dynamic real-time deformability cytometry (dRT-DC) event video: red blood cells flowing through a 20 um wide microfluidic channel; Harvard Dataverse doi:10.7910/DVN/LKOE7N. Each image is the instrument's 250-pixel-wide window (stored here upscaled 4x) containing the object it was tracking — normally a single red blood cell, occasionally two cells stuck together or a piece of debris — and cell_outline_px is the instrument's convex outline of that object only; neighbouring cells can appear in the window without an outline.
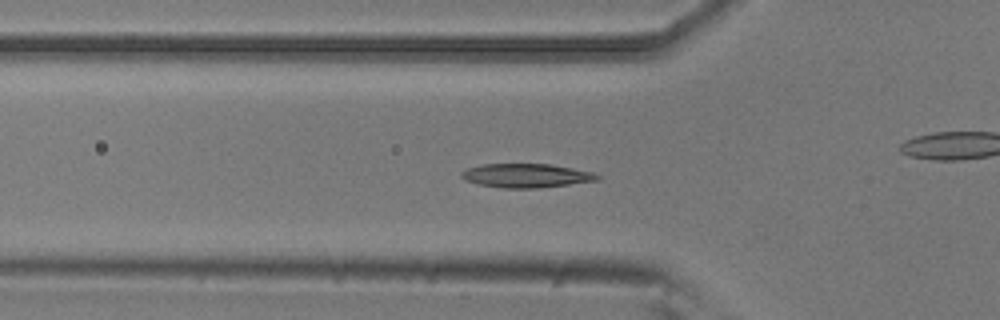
{"species": "common noctule bat (a hibernating species)", "species_latin": "Nyctalus noctula", "temperature_condition": "room temperature", "stored_images_in_passage": 54, "camera_frame_rate_fps": 3000, "um_per_image_px": 0.085, "animal": {"sex": "male", "body_mass_g": 20.5, "forearm_length_mm": 52.5}, "frame": {"image": 1, "passage_image": 18, "time_ms": 5.667, "image_size_px": [1000, 320], "cell_outline_px": [[600, 180], [540, 188], [504, 188], [476, 184], [464, 180], [460, 176], [460, 172], [468, 168], [484, 164], [552, 164], [592, 172], [600, 176]], "centroid_in_image_um": [44.71, 14.93], "position_along_channel_um": 81.1, "area_um2": 19.02}}
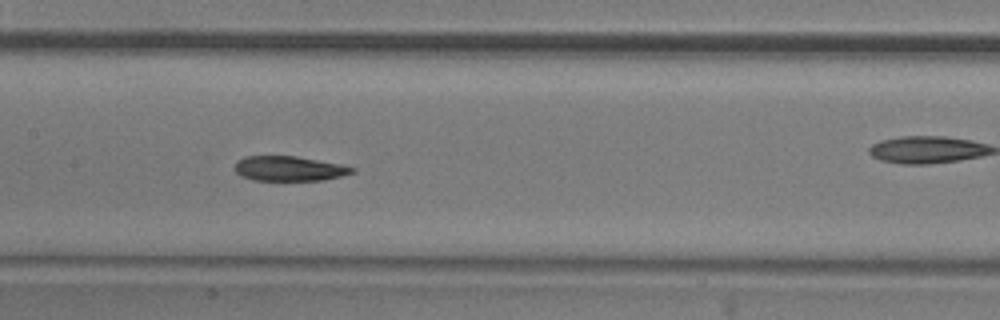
{"frame": {"image": 2, "passage_image": 26, "time_ms": 8.333, "image_size_px": [1000, 320], "cell_outline_px": [[356, 172], [324, 180], [252, 180], [240, 176], [236, 172], [236, 160], [244, 156], [296, 156], [344, 164], [356, 168]], "centroid_in_image_um": [24.61, 14.32], "position_along_channel_um": 182.8, "area_um2": 17.17}}
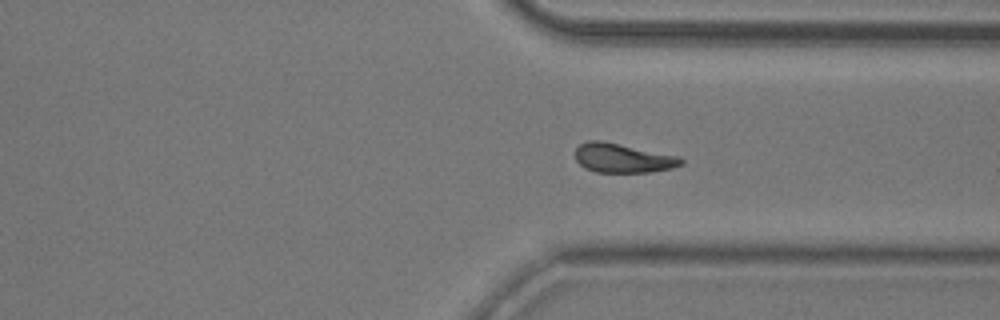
{"frame": {"image": 3, "passage_image": 40, "time_ms": 13.0, "image_size_px": [1000, 320], "cell_outline_px": [[684, 164], [672, 168], [652, 172], [596, 172], [584, 168], [576, 160], [576, 148], [580, 144], [588, 140], [600, 140], [680, 156], [684, 160]], "centroid_in_image_um": [52.96, 13.44], "position_along_channel_um": 358.4, "area_um2": 18.09}, "authors_computed_cell_mechanics": {"area_um2": 18.1492, "velocity_mm_per_s": 3.7742, "shape_relaxation_time_tau1_ms": 4.9751, "shape_relaxation_time_tau2_ms": 5.5904, "deformation_change_tau1": 0.1403, "deformation_change_tau2": 0.1226}}